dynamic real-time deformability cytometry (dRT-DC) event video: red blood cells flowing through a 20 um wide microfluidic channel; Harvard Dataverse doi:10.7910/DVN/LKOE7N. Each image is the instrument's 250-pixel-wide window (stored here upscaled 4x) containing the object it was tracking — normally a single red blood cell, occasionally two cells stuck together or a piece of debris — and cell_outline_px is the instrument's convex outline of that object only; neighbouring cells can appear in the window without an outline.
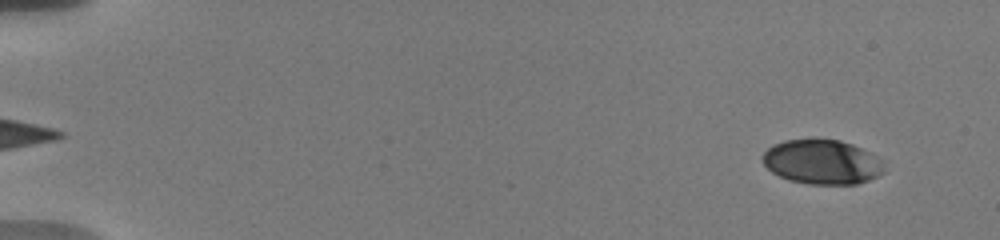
{"species": "human", "species_latin": "Homo sapiens", "temperature_condition": "warm", "stored_images_in_passage": 54, "camera_frame_rate_fps": 3000, "um_per_image_px": 0.085, "donor": {"sex": "male"}, "frame": {"image": 1, "passage_image": 3, "time_ms": 0.667, "image_size_px": [1000, 240], "cell_outline_px": [[884, 172], [868, 180], [856, 184], [808, 184], [788, 180], [772, 172], [764, 164], [760, 156], [772, 144], [784, 140], [812, 136], [840, 140], [852, 144], [884, 160]], "centroid_in_image_um": [69.84, 13.72], "position_along_channel_um": 15.2, "area_um2": 32.31}}
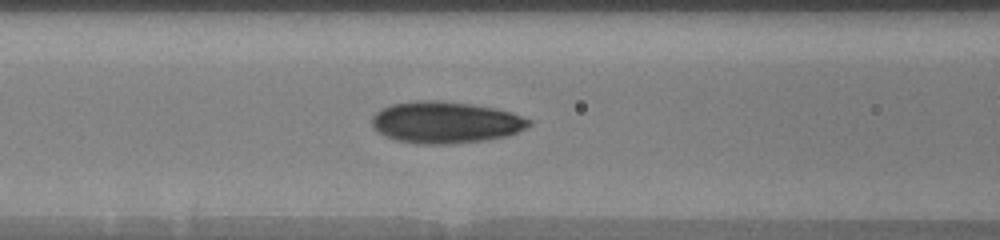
{"frame": {"image": 2, "passage_image": 24, "time_ms": 7.667, "image_size_px": [1000, 240], "cell_outline_px": [[532, 124], [508, 136], [484, 140], [444, 144], [424, 144], [396, 140], [384, 136], [372, 124], [372, 116], [380, 108], [392, 104], [416, 100], [440, 100], [472, 104], [496, 108], [512, 112], [532, 120]], "centroid_in_image_um": [37.88, 10.38], "position_along_channel_um": 128.7, "area_um2": 38.15}}
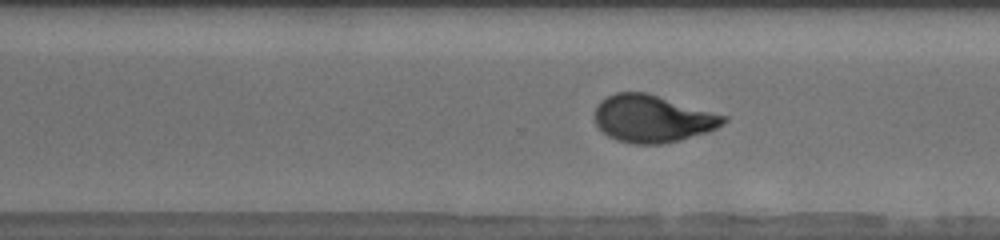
{"frame": {"image": 3, "passage_image": 39, "time_ms": 12.667, "image_size_px": [1000, 240], "cell_outline_px": [[728, 120], [724, 124], [708, 132], [680, 140], [660, 144], [632, 144], [616, 140], [608, 136], [596, 124], [596, 104], [600, 100], [616, 92], [648, 92], [728, 116]], "centroid_in_image_um": [55.49, 10.08], "position_along_channel_um": 315.1, "area_um2": 35.72}, "authors_computed_cell_mechanics": {"area_um2": 35.4025, "velocity_mm_per_s": 3.7374, "shape_relaxation_time_tau1_ms": 3.8237, "shape_relaxation_time_tau2_ms": 1.1446, "deformation_change_tau1": 0.1651, "deformation_change_tau2": 0.0546}}